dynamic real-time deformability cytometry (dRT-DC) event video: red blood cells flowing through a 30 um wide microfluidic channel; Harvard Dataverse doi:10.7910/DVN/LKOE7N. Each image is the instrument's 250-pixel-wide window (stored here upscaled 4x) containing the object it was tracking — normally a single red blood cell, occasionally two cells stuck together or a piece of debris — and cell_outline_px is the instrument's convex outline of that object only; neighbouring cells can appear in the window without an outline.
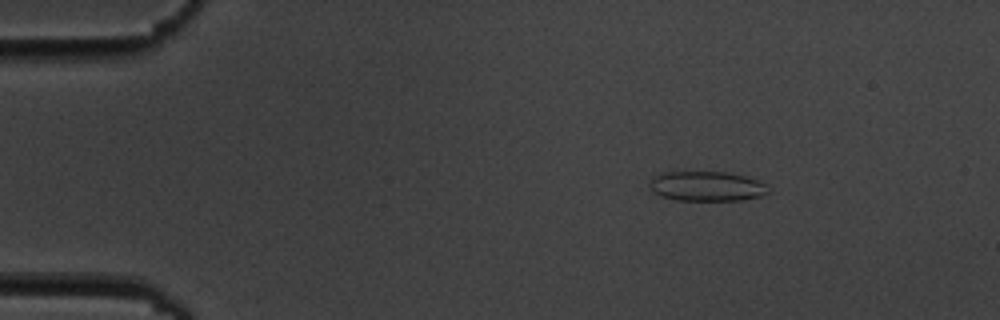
{"species": "common noctule bat (a hibernating species)", "species_latin": "Nyctalus noctula", "temperature_condition": "cold", "stored_images_in_passage": 7, "camera_frame_rate_fps": 3000, "um_per_image_px": 0.085, "animal": {"sex": "male", "body_mass_g": 19.5, "forearm_length_mm": 54.6}, "frame": {"image": 1, "passage_image": 3, "time_ms": 2.333, "image_size_px": [1000, 320], "cell_outline_px": [[768, 192], [760, 196], [744, 200], [676, 200], [652, 192], [648, 184], [660, 172], [724, 172], [748, 176], [764, 184]], "centroid_in_image_um": [60.05, 15.83], "position_along_channel_um": 25.0, "area_um2": 20.4}}
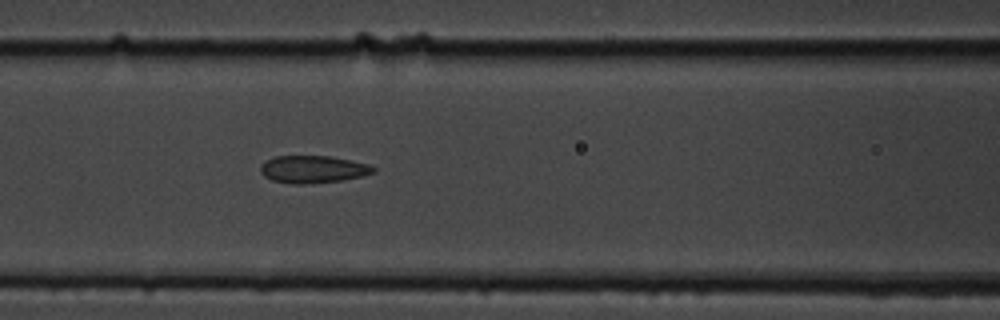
{"frame": {"image": 2, "passage_image": 7, "time_ms": 7.667, "image_size_px": [1000, 320], "cell_outline_px": [[376, 172], [364, 176], [344, 180], [304, 184], [292, 184], [272, 180], [264, 176], [260, 172], [260, 164], [276, 156], [332, 156], [352, 160], [368, 164], [376, 168]], "centroid_in_image_um": [26.64, 14.39], "position_along_channel_um": 140.0, "area_um2": 18.21}}